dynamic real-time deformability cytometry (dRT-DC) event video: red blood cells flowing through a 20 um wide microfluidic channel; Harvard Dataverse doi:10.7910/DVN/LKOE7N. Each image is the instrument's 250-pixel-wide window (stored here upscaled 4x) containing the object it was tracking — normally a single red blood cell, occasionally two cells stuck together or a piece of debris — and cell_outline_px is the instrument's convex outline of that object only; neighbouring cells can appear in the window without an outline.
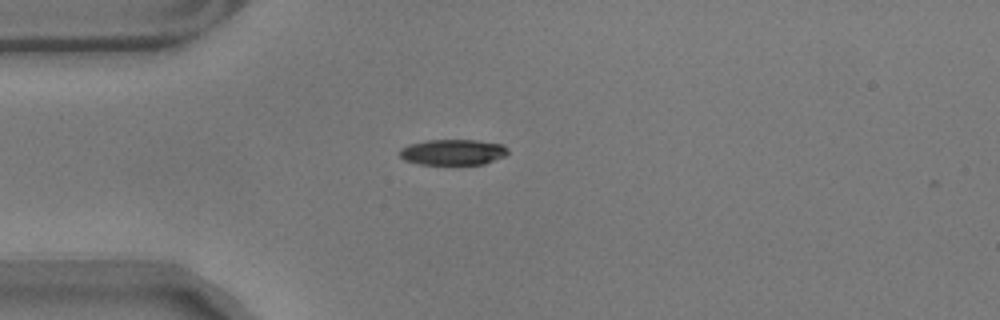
{"species": "common noctule bat (a hibernating species)", "species_latin": "Nyctalus noctula", "temperature_condition": "warm", "stored_images_in_passage": 3, "camera_frame_rate_fps": 3000, "um_per_image_px": 0.085, "animal": {"sex": "male", "body_mass_g": 17.9}, "frame": {"image": 1, "passage_image": 1, "time_ms": 0.0, "image_size_px": [1000, 320], "cell_outline_px": [[508, 152], [504, 156], [484, 164], [420, 164], [404, 160], [400, 156], [400, 148], [408, 144], [428, 140], [476, 140], [504, 144], [508, 148]], "centroid_in_image_um": [38.5, 12.92], "position_along_channel_um": 46.5, "area_um2": 16.24}}